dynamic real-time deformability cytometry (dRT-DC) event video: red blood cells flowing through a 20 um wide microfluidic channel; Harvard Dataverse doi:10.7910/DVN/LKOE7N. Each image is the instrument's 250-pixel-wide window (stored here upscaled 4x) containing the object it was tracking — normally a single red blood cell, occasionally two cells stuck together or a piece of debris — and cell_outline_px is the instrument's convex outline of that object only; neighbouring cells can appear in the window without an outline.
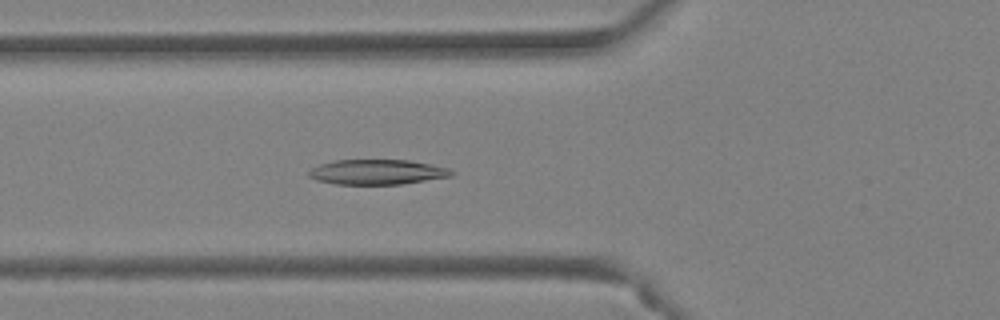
{"species": "Egyptian fruit bat (a non-hibernating species)", "species_latin": "Rousettus aegyptiacus", "temperature_condition": "warm", "stored_images_in_passage": 47, "camera_frame_rate_fps": 3000, "um_per_image_px": 0.085, "animal": {"sex": "female"}, "frame": {"image": 1, "passage_image": 18, "time_ms": 5.667, "image_size_px": [1000, 320], "cell_outline_px": [[456, 172], [452, 176], [400, 184], [336, 184], [316, 180], [308, 176], [308, 172], [312, 168], [320, 164], [336, 160], [408, 160], [448, 168]], "centroid_in_image_um": [32.05, 14.62], "position_along_channel_um": 93.8, "area_um2": 20.63}}
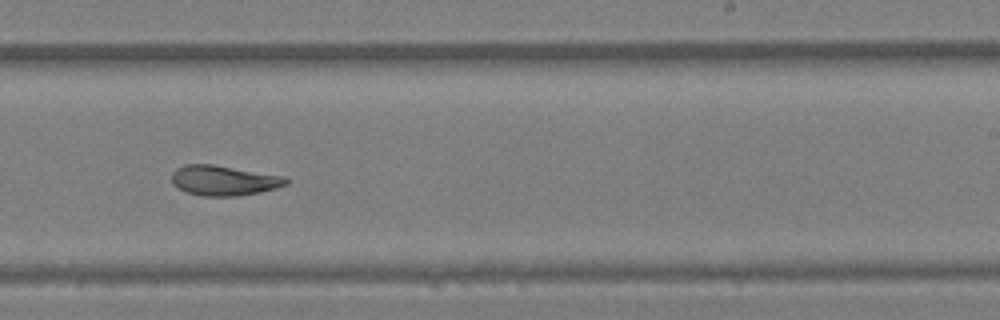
{"frame": {"image": 2, "passage_image": 30, "time_ms": 9.667, "image_size_px": [1000, 320], "cell_outline_px": [[288, 184], [276, 188], [260, 192], [236, 196], [200, 196], [184, 192], [172, 184], [172, 172], [176, 168], [184, 164], [212, 164], [288, 176]], "centroid_in_image_um": [19.03, 15.34], "position_along_channel_um": 270.0, "area_um2": 20.4}}
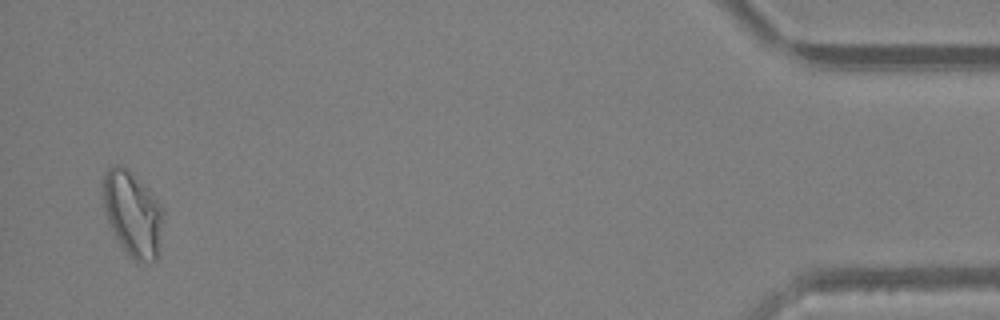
{"frame": {"image": 3, "passage_image": 46, "time_ms": 15.0, "image_size_px": [1000, 320], "cell_outline_px": [[164, 208], [156, 260], [136, 264], [120, 244], [108, 220], [104, 208], [104, 176], [108, 168], [116, 164], [120, 164], [128, 168], [148, 188]], "centroid_in_image_um": [11.29, 18.15], "position_along_channel_um": 423.9, "area_um2": 29.54}, "authors_computed_cell_mechanics": {"area_um2": 22.542, "velocity_mm_per_s": 4.4128, "shape_relaxation_time_tau1_ms": null, "shape_relaxation_time_tau2_ms": 2.1578, "deformation_change_tau1": null, "deformation_change_tau2": 0.09}}